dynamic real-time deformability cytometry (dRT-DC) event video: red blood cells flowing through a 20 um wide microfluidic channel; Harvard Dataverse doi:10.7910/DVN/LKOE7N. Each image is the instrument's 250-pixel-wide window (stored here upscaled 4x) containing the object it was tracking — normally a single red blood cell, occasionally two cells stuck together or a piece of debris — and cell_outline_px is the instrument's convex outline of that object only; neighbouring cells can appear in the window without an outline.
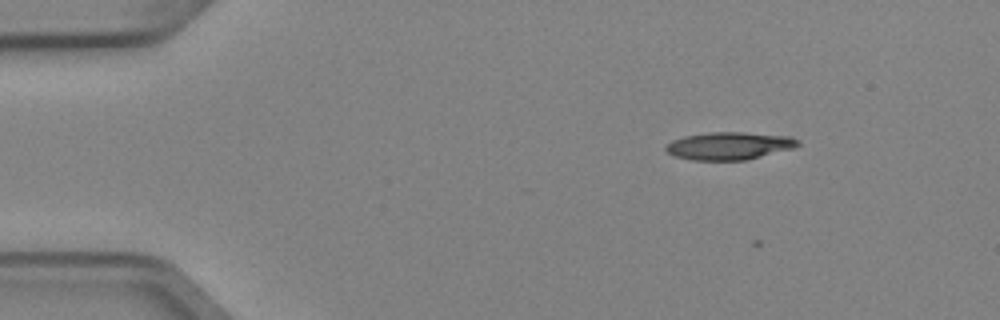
{"species": "Egyptian fruit bat (a non-hibernating species)", "species_latin": "Rousettus aegyptiacus", "temperature_condition": "cold", "stored_images_in_passage": 5, "camera_frame_rate_fps": 3000, "um_per_image_px": 0.085, "animal": {"sex": "female"}, "frame": {"image": 1, "passage_image": 2, "time_ms": 0.333, "image_size_px": [1000, 320], "cell_outline_px": [[800, 144], [792, 148], [744, 160], [692, 160], [676, 156], [668, 152], [664, 148], [672, 140], [684, 136], [712, 132], [740, 132], [788, 136], [796, 140]], "centroid_in_image_um": [61.93, 12.39], "position_along_channel_um": 23.1, "area_um2": 20.81}}
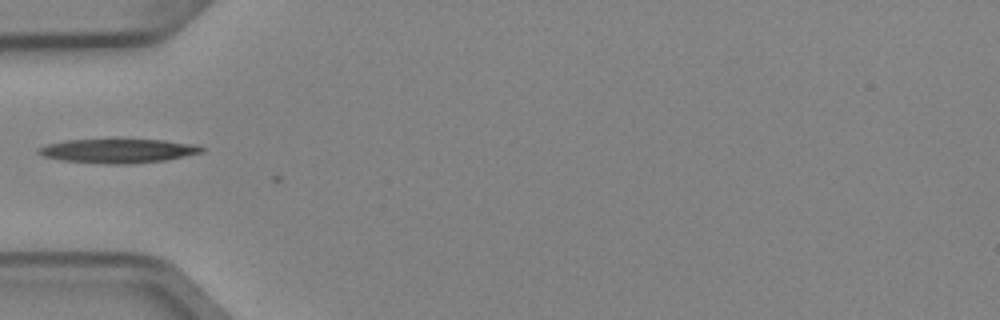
{"frame": {"image": 2, "passage_image": 4, "time_ms": 1.0, "image_size_px": [1000, 320], "cell_outline_px": [[204, 152], [164, 160], [128, 164], [104, 164], [64, 160], [44, 156], [36, 152], [36, 148], [48, 144], [64, 140], [116, 136], [164, 140], [196, 144], [204, 148]], "centroid_in_image_um": [10.02, 12.76], "position_along_channel_um": 75.0, "area_um2": 24.16}}
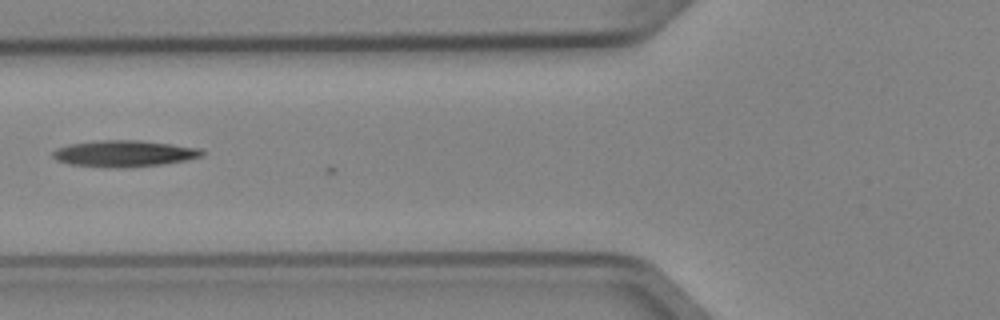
{"frame": {"image": 3, "passage_image": 5, "time_ms": 1.333, "image_size_px": [1000, 320], "cell_outline_px": [[204, 152], [200, 156], [184, 160], [160, 164], [116, 168], [112, 168], [68, 164], [56, 160], [52, 156], [52, 152], [56, 148], [72, 144], [100, 140], [140, 140], [204, 148]], "centroid_in_image_um": [10.53, 13.04], "position_along_channel_um": 115.3, "area_um2": 22.83}}